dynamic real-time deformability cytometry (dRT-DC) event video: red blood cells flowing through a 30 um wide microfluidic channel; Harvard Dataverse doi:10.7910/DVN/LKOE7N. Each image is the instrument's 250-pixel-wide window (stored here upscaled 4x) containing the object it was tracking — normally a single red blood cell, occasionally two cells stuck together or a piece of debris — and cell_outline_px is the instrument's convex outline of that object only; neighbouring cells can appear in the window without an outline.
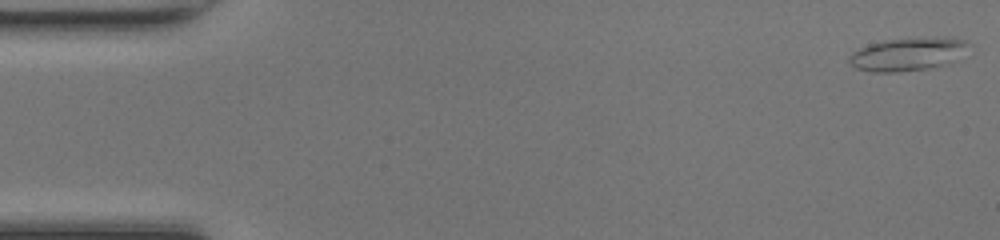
{"species": "common noctule bat (a hibernating species)", "species_latin": "Nyctalus noctula", "temperature_condition": "room temperature", "stored_images_in_passage": 48, "camera_frame_rate_fps": 3000, "um_per_image_px": 0.085, "animal": {"sex": "female", "body_mass_g": 17.0, "forearm_length_mm": 48.0}, "frame": {"image": 1, "passage_image": 1, "time_ms": 0.0, "image_size_px": [1000, 240], "cell_outline_px": [[972, 44], [940, 64], [928, 68], [896, 72], [872, 72], [856, 68], [848, 60], [848, 56], [852, 52], [868, 44], [884, 40], [952, 36], [964, 40]], "centroid_in_image_um": [77.04, 4.58], "position_along_channel_um": 8.0, "area_um2": 22.31}}
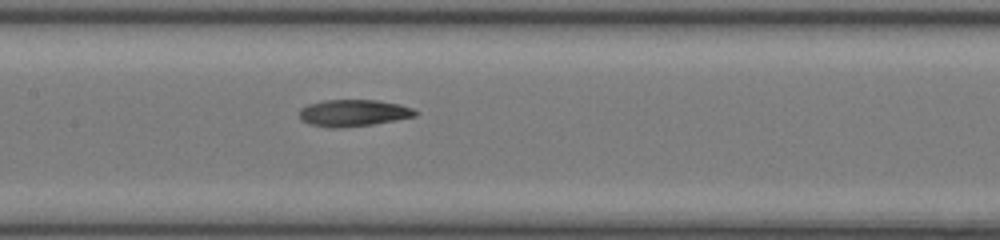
{"frame": {"image": 2, "passage_image": 23, "time_ms": 7.333, "image_size_px": [1000, 240], "cell_outline_px": [[420, 112], [416, 116], [372, 124], [340, 128], [328, 128], [308, 124], [300, 120], [300, 108], [308, 104], [324, 100], [376, 100], [400, 104], [412, 108]], "centroid_in_image_um": [30.02, 9.6], "position_along_channel_um": 177.4, "area_um2": 18.21}}
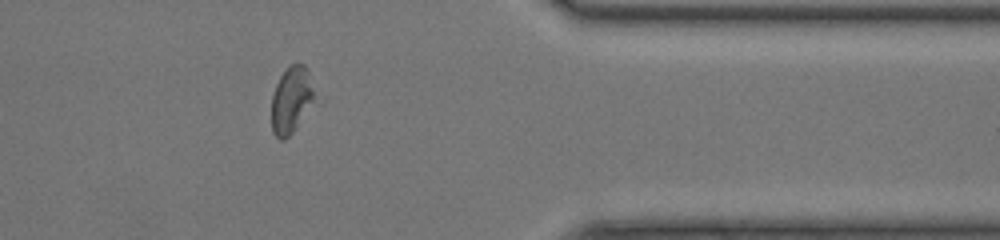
{"frame": {"image": 3, "passage_image": 39, "time_ms": 12.667, "image_size_px": [1000, 240], "cell_outline_px": [[316, 96], [292, 132], [284, 140], [280, 140], [272, 132], [272, 96], [276, 84], [280, 76], [292, 64], [304, 64], [308, 72]], "centroid_in_image_um": [24.74, 8.49], "position_along_channel_um": 386.7, "area_um2": 16.18}, "authors_computed_cell_mechanics": {"area_um2": 18.6116, "velocity_mm_per_s": 4.2883, "shape_relaxation_time_tau1_ms": 7.0125, "shape_relaxation_time_tau2_ms": 4.3506, "deformation_change_tau1": 0.2097, "deformation_change_tau2": 0.1011}}